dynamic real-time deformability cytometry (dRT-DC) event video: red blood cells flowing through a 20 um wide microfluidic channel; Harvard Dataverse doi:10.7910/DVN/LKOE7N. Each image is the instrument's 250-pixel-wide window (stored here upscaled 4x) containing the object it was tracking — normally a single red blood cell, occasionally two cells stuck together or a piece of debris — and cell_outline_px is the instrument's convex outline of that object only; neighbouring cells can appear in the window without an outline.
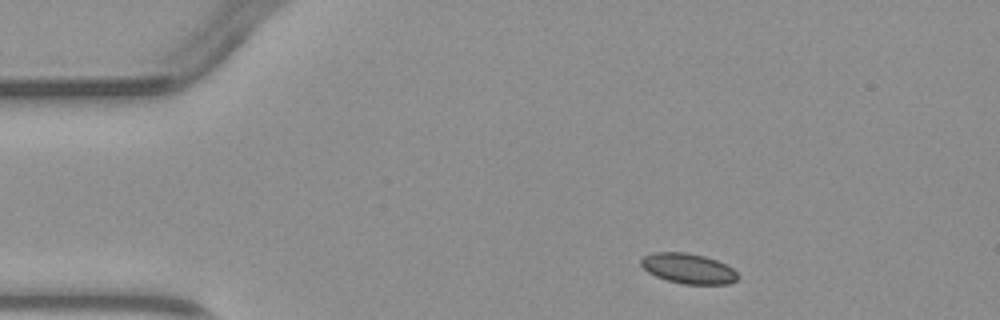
{"species": "common noctule bat (a hibernating species)", "species_latin": "Nyctalus noctula", "temperature_condition": "warm", "stored_images_in_passage": 3, "camera_frame_rate_fps": 3000, "um_per_image_px": 0.085, "animal": {"sex": "male", "body_mass_g": 23.1, "forearm_length_mm": 52.7}, "frame": {"image": 1, "passage_image": 1, "time_ms": 0.0, "image_size_px": [1000, 320], "cell_outline_px": [[740, 276], [736, 280], [728, 284], [684, 284], [668, 280], [656, 276], [648, 272], [640, 264], [640, 260], [644, 256], [652, 252], [684, 252], [704, 256], [716, 260], [732, 268]], "centroid_in_image_um": [58.49, 22.82], "position_along_channel_um": 26.5, "area_um2": 16.94}}